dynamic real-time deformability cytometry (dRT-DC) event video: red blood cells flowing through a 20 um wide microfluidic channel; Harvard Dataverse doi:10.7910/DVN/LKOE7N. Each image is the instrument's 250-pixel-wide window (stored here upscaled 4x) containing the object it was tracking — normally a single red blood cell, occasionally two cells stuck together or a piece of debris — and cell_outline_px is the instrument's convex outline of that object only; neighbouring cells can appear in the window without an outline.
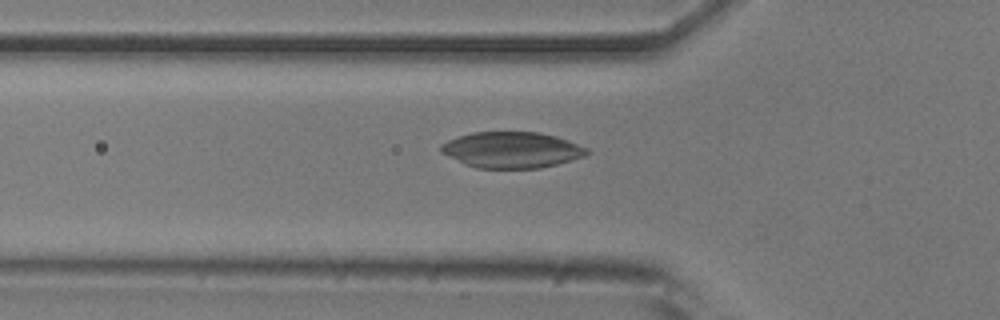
{"species": "common noctule bat (a hibernating species)", "species_latin": "Nyctalus noctula", "temperature_condition": "room temperature", "stored_images_in_passage": 37, "camera_frame_rate_fps": 3000, "um_per_image_px": 0.085, "animal": {"sex": "male", "body_mass_g": 20.5, "forearm_length_mm": 52.5}, "frame": {"image": 1, "passage_image": 8, "time_ms": 2.333, "image_size_px": [1000, 320], "cell_outline_px": [[592, 152], [584, 156], [556, 164], [540, 168], [476, 168], [464, 164], [440, 152], [440, 144], [448, 140], [472, 132], [540, 132], [556, 136], [568, 140], [588, 148]], "centroid_in_image_um": [43.5, 12.74], "position_along_channel_um": 82.3, "area_um2": 30.69}}
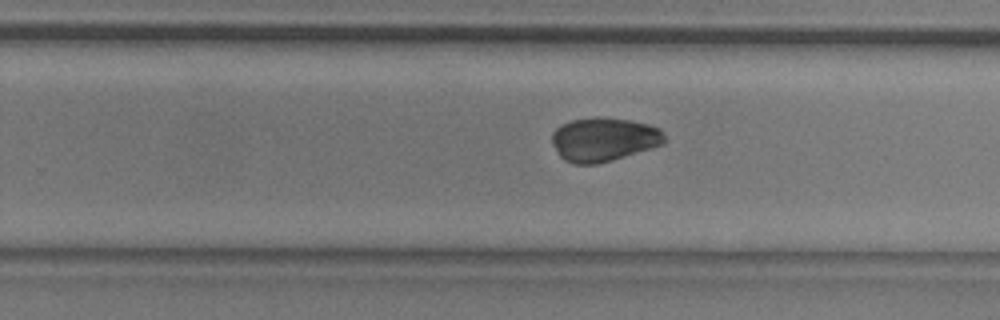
{"frame": {"image": 2, "passage_image": 23, "time_ms": 7.333, "image_size_px": [1000, 320], "cell_outline_px": [[668, 140], [664, 144], [652, 148], [612, 160], [596, 164], [572, 164], [564, 160], [560, 156], [552, 144], [552, 132], [560, 124], [572, 120], [596, 116], [600, 116], [632, 120], [648, 124], [660, 128]], "centroid_in_image_um": [51.33, 11.84], "position_along_channel_um": 278.5, "area_um2": 29.19}}
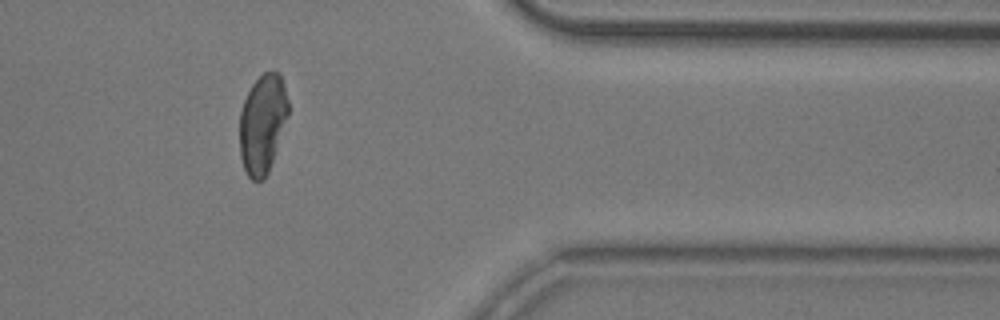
{"frame": {"image": 3, "passage_image": 33, "time_ms": 10.667, "image_size_px": [1000, 320], "cell_outline_px": [[288, 116], [268, 172], [264, 180], [252, 180], [248, 176], [244, 168], [240, 156], [240, 112], [244, 100], [252, 84], [264, 72], [280, 72], [288, 100]], "centroid_in_image_um": [22.31, 10.52], "position_along_channel_um": 389.1, "area_um2": 27.86}, "authors_computed_cell_mechanics": {"area_um2": 29.189, "velocity_mm_per_s": 3.9024, "shape_relaxation_time_tau1_ms": 5.8831, "shape_relaxation_time_tau2_ms": 2.9739, "deformation_change_tau1": 0.1818, "deformation_change_tau2": 0.0465}}